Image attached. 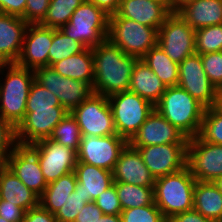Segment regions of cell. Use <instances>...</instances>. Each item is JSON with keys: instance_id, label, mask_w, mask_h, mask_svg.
Masks as SVG:
<instances>
[{"instance_id": "7402d4cb", "label": "cell", "mask_w": 222, "mask_h": 222, "mask_svg": "<svg viewBox=\"0 0 222 222\" xmlns=\"http://www.w3.org/2000/svg\"><path fill=\"white\" fill-rule=\"evenodd\" d=\"M27 26L21 17L0 13V64L16 63Z\"/></svg>"}, {"instance_id": "d6a6232c", "label": "cell", "mask_w": 222, "mask_h": 222, "mask_svg": "<svg viewBox=\"0 0 222 222\" xmlns=\"http://www.w3.org/2000/svg\"><path fill=\"white\" fill-rule=\"evenodd\" d=\"M85 49L86 47L82 43L68 37L61 29H53V40L48 53V66L79 54Z\"/></svg>"}, {"instance_id": "cb8c5ba5", "label": "cell", "mask_w": 222, "mask_h": 222, "mask_svg": "<svg viewBox=\"0 0 222 222\" xmlns=\"http://www.w3.org/2000/svg\"><path fill=\"white\" fill-rule=\"evenodd\" d=\"M0 199L15 204L26 212L39 205V196L25 186L4 163L0 165Z\"/></svg>"}, {"instance_id": "8d00e7d4", "label": "cell", "mask_w": 222, "mask_h": 222, "mask_svg": "<svg viewBox=\"0 0 222 222\" xmlns=\"http://www.w3.org/2000/svg\"><path fill=\"white\" fill-rule=\"evenodd\" d=\"M53 107L63 106L55 94L34 80L27 99L26 112H34V109H53Z\"/></svg>"}, {"instance_id": "74e56055", "label": "cell", "mask_w": 222, "mask_h": 222, "mask_svg": "<svg viewBox=\"0 0 222 222\" xmlns=\"http://www.w3.org/2000/svg\"><path fill=\"white\" fill-rule=\"evenodd\" d=\"M90 202L93 201L90 198H85L79 191V188H75L74 192L68 196L54 216L57 222H74L76 216L81 212L85 204Z\"/></svg>"}, {"instance_id": "484cf974", "label": "cell", "mask_w": 222, "mask_h": 222, "mask_svg": "<svg viewBox=\"0 0 222 222\" xmlns=\"http://www.w3.org/2000/svg\"><path fill=\"white\" fill-rule=\"evenodd\" d=\"M166 85L159 79L149 66L139 59L130 78L129 91L150 101L154 106L160 101Z\"/></svg>"}, {"instance_id": "4dcf8cb0", "label": "cell", "mask_w": 222, "mask_h": 222, "mask_svg": "<svg viewBox=\"0 0 222 222\" xmlns=\"http://www.w3.org/2000/svg\"><path fill=\"white\" fill-rule=\"evenodd\" d=\"M122 210L151 205L154 202V187H143L114 182Z\"/></svg>"}, {"instance_id": "11a10c76", "label": "cell", "mask_w": 222, "mask_h": 222, "mask_svg": "<svg viewBox=\"0 0 222 222\" xmlns=\"http://www.w3.org/2000/svg\"><path fill=\"white\" fill-rule=\"evenodd\" d=\"M0 222H9V221L5 220L3 217L0 216Z\"/></svg>"}, {"instance_id": "7a4b0ae2", "label": "cell", "mask_w": 222, "mask_h": 222, "mask_svg": "<svg viewBox=\"0 0 222 222\" xmlns=\"http://www.w3.org/2000/svg\"><path fill=\"white\" fill-rule=\"evenodd\" d=\"M0 73L5 77L4 81L0 78V116L16 128L26 115L35 72L16 63H6L0 64Z\"/></svg>"}, {"instance_id": "ffe728a7", "label": "cell", "mask_w": 222, "mask_h": 222, "mask_svg": "<svg viewBox=\"0 0 222 222\" xmlns=\"http://www.w3.org/2000/svg\"><path fill=\"white\" fill-rule=\"evenodd\" d=\"M114 182L154 187L155 178L146 167L139 151L129 144L121 151L112 171Z\"/></svg>"}, {"instance_id": "7bdbcfd3", "label": "cell", "mask_w": 222, "mask_h": 222, "mask_svg": "<svg viewBox=\"0 0 222 222\" xmlns=\"http://www.w3.org/2000/svg\"><path fill=\"white\" fill-rule=\"evenodd\" d=\"M50 0H27L23 18L28 24H39L45 17Z\"/></svg>"}, {"instance_id": "b9f144b4", "label": "cell", "mask_w": 222, "mask_h": 222, "mask_svg": "<svg viewBox=\"0 0 222 222\" xmlns=\"http://www.w3.org/2000/svg\"><path fill=\"white\" fill-rule=\"evenodd\" d=\"M17 145L16 128L0 116V157L4 160Z\"/></svg>"}, {"instance_id": "4316f807", "label": "cell", "mask_w": 222, "mask_h": 222, "mask_svg": "<svg viewBox=\"0 0 222 222\" xmlns=\"http://www.w3.org/2000/svg\"><path fill=\"white\" fill-rule=\"evenodd\" d=\"M51 67L64 77L85 82L93 87L94 60L92 48H86L79 54L54 63Z\"/></svg>"}, {"instance_id": "e0dca14e", "label": "cell", "mask_w": 222, "mask_h": 222, "mask_svg": "<svg viewBox=\"0 0 222 222\" xmlns=\"http://www.w3.org/2000/svg\"><path fill=\"white\" fill-rule=\"evenodd\" d=\"M188 138L154 110L128 141L131 147L162 144H188Z\"/></svg>"}, {"instance_id": "9f6ffc18", "label": "cell", "mask_w": 222, "mask_h": 222, "mask_svg": "<svg viewBox=\"0 0 222 222\" xmlns=\"http://www.w3.org/2000/svg\"><path fill=\"white\" fill-rule=\"evenodd\" d=\"M148 1H168V0H148Z\"/></svg>"}, {"instance_id": "db71d44e", "label": "cell", "mask_w": 222, "mask_h": 222, "mask_svg": "<svg viewBox=\"0 0 222 222\" xmlns=\"http://www.w3.org/2000/svg\"><path fill=\"white\" fill-rule=\"evenodd\" d=\"M217 107L222 111V91H219V94H218Z\"/></svg>"}, {"instance_id": "8992f818", "label": "cell", "mask_w": 222, "mask_h": 222, "mask_svg": "<svg viewBox=\"0 0 222 222\" xmlns=\"http://www.w3.org/2000/svg\"><path fill=\"white\" fill-rule=\"evenodd\" d=\"M109 15L85 0L61 30L86 48H94L108 38Z\"/></svg>"}, {"instance_id": "9c48e42d", "label": "cell", "mask_w": 222, "mask_h": 222, "mask_svg": "<svg viewBox=\"0 0 222 222\" xmlns=\"http://www.w3.org/2000/svg\"><path fill=\"white\" fill-rule=\"evenodd\" d=\"M158 44L179 64L196 53L195 30L177 12H171L158 29Z\"/></svg>"}, {"instance_id": "ac0fdd59", "label": "cell", "mask_w": 222, "mask_h": 222, "mask_svg": "<svg viewBox=\"0 0 222 222\" xmlns=\"http://www.w3.org/2000/svg\"><path fill=\"white\" fill-rule=\"evenodd\" d=\"M3 163L21 182L39 197L47 187L37 155L28 147L17 145Z\"/></svg>"}, {"instance_id": "5bb4252c", "label": "cell", "mask_w": 222, "mask_h": 222, "mask_svg": "<svg viewBox=\"0 0 222 222\" xmlns=\"http://www.w3.org/2000/svg\"><path fill=\"white\" fill-rule=\"evenodd\" d=\"M128 141L118 135L81 136L77 162L113 171L121 151Z\"/></svg>"}, {"instance_id": "f907efd6", "label": "cell", "mask_w": 222, "mask_h": 222, "mask_svg": "<svg viewBox=\"0 0 222 222\" xmlns=\"http://www.w3.org/2000/svg\"><path fill=\"white\" fill-rule=\"evenodd\" d=\"M190 1H193V0H168V7L171 12H176L183 5L189 3Z\"/></svg>"}, {"instance_id": "d6986e66", "label": "cell", "mask_w": 222, "mask_h": 222, "mask_svg": "<svg viewBox=\"0 0 222 222\" xmlns=\"http://www.w3.org/2000/svg\"><path fill=\"white\" fill-rule=\"evenodd\" d=\"M52 40L53 28L40 24H28L16 64L32 70L48 66V53Z\"/></svg>"}, {"instance_id": "3957f363", "label": "cell", "mask_w": 222, "mask_h": 222, "mask_svg": "<svg viewBox=\"0 0 222 222\" xmlns=\"http://www.w3.org/2000/svg\"><path fill=\"white\" fill-rule=\"evenodd\" d=\"M155 110L188 139L198 136L205 107L182 87H166Z\"/></svg>"}, {"instance_id": "6da1fadb", "label": "cell", "mask_w": 222, "mask_h": 222, "mask_svg": "<svg viewBox=\"0 0 222 222\" xmlns=\"http://www.w3.org/2000/svg\"><path fill=\"white\" fill-rule=\"evenodd\" d=\"M94 60L93 93L110 96L128 91L134 66L139 58L126 55L108 38L92 48Z\"/></svg>"}, {"instance_id": "30bf717a", "label": "cell", "mask_w": 222, "mask_h": 222, "mask_svg": "<svg viewBox=\"0 0 222 222\" xmlns=\"http://www.w3.org/2000/svg\"><path fill=\"white\" fill-rule=\"evenodd\" d=\"M186 166L196 181L214 182L222 176V145L203 141L199 136L190 138Z\"/></svg>"}, {"instance_id": "f546056e", "label": "cell", "mask_w": 222, "mask_h": 222, "mask_svg": "<svg viewBox=\"0 0 222 222\" xmlns=\"http://www.w3.org/2000/svg\"><path fill=\"white\" fill-rule=\"evenodd\" d=\"M141 59L166 87L178 85L179 64L174 62L159 44L152 47Z\"/></svg>"}, {"instance_id": "816d5d0a", "label": "cell", "mask_w": 222, "mask_h": 222, "mask_svg": "<svg viewBox=\"0 0 222 222\" xmlns=\"http://www.w3.org/2000/svg\"><path fill=\"white\" fill-rule=\"evenodd\" d=\"M96 222H122L121 215H108L103 214L100 219H98Z\"/></svg>"}, {"instance_id": "f5cc1de1", "label": "cell", "mask_w": 222, "mask_h": 222, "mask_svg": "<svg viewBox=\"0 0 222 222\" xmlns=\"http://www.w3.org/2000/svg\"><path fill=\"white\" fill-rule=\"evenodd\" d=\"M213 183L216 185L218 190L222 193V176L217 178Z\"/></svg>"}, {"instance_id": "681fc988", "label": "cell", "mask_w": 222, "mask_h": 222, "mask_svg": "<svg viewBox=\"0 0 222 222\" xmlns=\"http://www.w3.org/2000/svg\"><path fill=\"white\" fill-rule=\"evenodd\" d=\"M101 8L109 16L115 14L119 10L121 0H88Z\"/></svg>"}, {"instance_id": "52a82bcc", "label": "cell", "mask_w": 222, "mask_h": 222, "mask_svg": "<svg viewBox=\"0 0 222 222\" xmlns=\"http://www.w3.org/2000/svg\"><path fill=\"white\" fill-rule=\"evenodd\" d=\"M118 136L129 141L155 110V106L136 93L118 92L108 96Z\"/></svg>"}, {"instance_id": "7c38bea8", "label": "cell", "mask_w": 222, "mask_h": 222, "mask_svg": "<svg viewBox=\"0 0 222 222\" xmlns=\"http://www.w3.org/2000/svg\"><path fill=\"white\" fill-rule=\"evenodd\" d=\"M35 80L55 94L68 112L79 106L92 93V87L81 81L58 74L51 66L36 68Z\"/></svg>"}, {"instance_id": "83f0119b", "label": "cell", "mask_w": 222, "mask_h": 222, "mask_svg": "<svg viewBox=\"0 0 222 222\" xmlns=\"http://www.w3.org/2000/svg\"><path fill=\"white\" fill-rule=\"evenodd\" d=\"M193 209L214 222H222V193L213 182L196 181Z\"/></svg>"}, {"instance_id": "e575fe53", "label": "cell", "mask_w": 222, "mask_h": 222, "mask_svg": "<svg viewBox=\"0 0 222 222\" xmlns=\"http://www.w3.org/2000/svg\"><path fill=\"white\" fill-rule=\"evenodd\" d=\"M198 136L203 141L222 145V111L217 106L205 108Z\"/></svg>"}, {"instance_id": "c3c4849f", "label": "cell", "mask_w": 222, "mask_h": 222, "mask_svg": "<svg viewBox=\"0 0 222 222\" xmlns=\"http://www.w3.org/2000/svg\"><path fill=\"white\" fill-rule=\"evenodd\" d=\"M168 222H214V221L204 217L195 209H191L174 215L168 220Z\"/></svg>"}, {"instance_id": "6f0895ef", "label": "cell", "mask_w": 222, "mask_h": 222, "mask_svg": "<svg viewBox=\"0 0 222 222\" xmlns=\"http://www.w3.org/2000/svg\"><path fill=\"white\" fill-rule=\"evenodd\" d=\"M3 163V159L0 157V165Z\"/></svg>"}, {"instance_id": "ee69618b", "label": "cell", "mask_w": 222, "mask_h": 222, "mask_svg": "<svg viewBox=\"0 0 222 222\" xmlns=\"http://www.w3.org/2000/svg\"><path fill=\"white\" fill-rule=\"evenodd\" d=\"M26 211L8 201L0 199V216L9 222H22Z\"/></svg>"}, {"instance_id": "277c9868", "label": "cell", "mask_w": 222, "mask_h": 222, "mask_svg": "<svg viewBox=\"0 0 222 222\" xmlns=\"http://www.w3.org/2000/svg\"><path fill=\"white\" fill-rule=\"evenodd\" d=\"M195 184L196 179L187 166L175 173L156 178L154 203L167 220L193 209Z\"/></svg>"}, {"instance_id": "ab89813d", "label": "cell", "mask_w": 222, "mask_h": 222, "mask_svg": "<svg viewBox=\"0 0 222 222\" xmlns=\"http://www.w3.org/2000/svg\"><path fill=\"white\" fill-rule=\"evenodd\" d=\"M203 69L210 82L222 90V51L201 54Z\"/></svg>"}, {"instance_id": "5b68a950", "label": "cell", "mask_w": 222, "mask_h": 222, "mask_svg": "<svg viewBox=\"0 0 222 222\" xmlns=\"http://www.w3.org/2000/svg\"><path fill=\"white\" fill-rule=\"evenodd\" d=\"M108 39L126 55L141 59L158 44V30L115 13L109 16Z\"/></svg>"}, {"instance_id": "bcb514c9", "label": "cell", "mask_w": 222, "mask_h": 222, "mask_svg": "<svg viewBox=\"0 0 222 222\" xmlns=\"http://www.w3.org/2000/svg\"><path fill=\"white\" fill-rule=\"evenodd\" d=\"M103 214L102 210L94 202L86 203L74 222H96Z\"/></svg>"}, {"instance_id": "603a6c76", "label": "cell", "mask_w": 222, "mask_h": 222, "mask_svg": "<svg viewBox=\"0 0 222 222\" xmlns=\"http://www.w3.org/2000/svg\"><path fill=\"white\" fill-rule=\"evenodd\" d=\"M74 172L77 177L75 188H79L81 194L92 201L114 183L112 171L94 165L77 162Z\"/></svg>"}, {"instance_id": "d590c367", "label": "cell", "mask_w": 222, "mask_h": 222, "mask_svg": "<svg viewBox=\"0 0 222 222\" xmlns=\"http://www.w3.org/2000/svg\"><path fill=\"white\" fill-rule=\"evenodd\" d=\"M195 50L200 55L222 51V24L195 30Z\"/></svg>"}, {"instance_id": "ba28073f", "label": "cell", "mask_w": 222, "mask_h": 222, "mask_svg": "<svg viewBox=\"0 0 222 222\" xmlns=\"http://www.w3.org/2000/svg\"><path fill=\"white\" fill-rule=\"evenodd\" d=\"M70 113L79 125L81 136L117 135L107 96L92 93Z\"/></svg>"}, {"instance_id": "d4e9b609", "label": "cell", "mask_w": 222, "mask_h": 222, "mask_svg": "<svg viewBox=\"0 0 222 222\" xmlns=\"http://www.w3.org/2000/svg\"><path fill=\"white\" fill-rule=\"evenodd\" d=\"M176 12L194 30L222 24V0H193Z\"/></svg>"}, {"instance_id": "7dc6e473", "label": "cell", "mask_w": 222, "mask_h": 222, "mask_svg": "<svg viewBox=\"0 0 222 222\" xmlns=\"http://www.w3.org/2000/svg\"><path fill=\"white\" fill-rule=\"evenodd\" d=\"M27 0H0V13L22 17Z\"/></svg>"}, {"instance_id": "60d3db41", "label": "cell", "mask_w": 222, "mask_h": 222, "mask_svg": "<svg viewBox=\"0 0 222 222\" xmlns=\"http://www.w3.org/2000/svg\"><path fill=\"white\" fill-rule=\"evenodd\" d=\"M93 202L102 210L104 214L118 215L122 212V207L114 184L99 194L98 198Z\"/></svg>"}, {"instance_id": "f1b7e54d", "label": "cell", "mask_w": 222, "mask_h": 222, "mask_svg": "<svg viewBox=\"0 0 222 222\" xmlns=\"http://www.w3.org/2000/svg\"><path fill=\"white\" fill-rule=\"evenodd\" d=\"M77 177L74 171L61 176L56 181L48 183L43 194L39 197V204L55 214L68 196L74 192Z\"/></svg>"}, {"instance_id": "9a60e30c", "label": "cell", "mask_w": 222, "mask_h": 222, "mask_svg": "<svg viewBox=\"0 0 222 222\" xmlns=\"http://www.w3.org/2000/svg\"><path fill=\"white\" fill-rule=\"evenodd\" d=\"M68 113L64 107L34 109V112H26L24 119L16 127L17 144L29 146L49 138L54 128Z\"/></svg>"}, {"instance_id": "2e32d148", "label": "cell", "mask_w": 222, "mask_h": 222, "mask_svg": "<svg viewBox=\"0 0 222 222\" xmlns=\"http://www.w3.org/2000/svg\"><path fill=\"white\" fill-rule=\"evenodd\" d=\"M188 144H162L137 149L154 178L175 173L186 167Z\"/></svg>"}, {"instance_id": "4fadbf2b", "label": "cell", "mask_w": 222, "mask_h": 222, "mask_svg": "<svg viewBox=\"0 0 222 222\" xmlns=\"http://www.w3.org/2000/svg\"><path fill=\"white\" fill-rule=\"evenodd\" d=\"M178 86L205 108L217 106L219 91L207 77L200 54L194 53L179 63Z\"/></svg>"}, {"instance_id": "f6af8a7d", "label": "cell", "mask_w": 222, "mask_h": 222, "mask_svg": "<svg viewBox=\"0 0 222 222\" xmlns=\"http://www.w3.org/2000/svg\"><path fill=\"white\" fill-rule=\"evenodd\" d=\"M22 222H57V219L53 213L39 204L25 213Z\"/></svg>"}, {"instance_id": "8fae6325", "label": "cell", "mask_w": 222, "mask_h": 222, "mask_svg": "<svg viewBox=\"0 0 222 222\" xmlns=\"http://www.w3.org/2000/svg\"><path fill=\"white\" fill-rule=\"evenodd\" d=\"M36 155L45 181L51 183L74 171L77 152L47 138L28 146Z\"/></svg>"}, {"instance_id": "836d02e7", "label": "cell", "mask_w": 222, "mask_h": 222, "mask_svg": "<svg viewBox=\"0 0 222 222\" xmlns=\"http://www.w3.org/2000/svg\"><path fill=\"white\" fill-rule=\"evenodd\" d=\"M49 139L67 146L76 152L79 151L81 132L77 121L70 112L54 128Z\"/></svg>"}, {"instance_id": "44dd1931", "label": "cell", "mask_w": 222, "mask_h": 222, "mask_svg": "<svg viewBox=\"0 0 222 222\" xmlns=\"http://www.w3.org/2000/svg\"><path fill=\"white\" fill-rule=\"evenodd\" d=\"M117 13L158 30L171 11L168 1L121 0Z\"/></svg>"}, {"instance_id": "1f68e13d", "label": "cell", "mask_w": 222, "mask_h": 222, "mask_svg": "<svg viewBox=\"0 0 222 222\" xmlns=\"http://www.w3.org/2000/svg\"><path fill=\"white\" fill-rule=\"evenodd\" d=\"M85 0H50L44 19L39 23L53 29H61L70 21L76 8Z\"/></svg>"}, {"instance_id": "f35d334b", "label": "cell", "mask_w": 222, "mask_h": 222, "mask_svg": "<svg viewBox=\"0 0 222 222\" xmlns=\"http://www.w3.org/2000/svg\"><path fill=\"white\" fill-rule=\"evenodd\" d=\"M122 222H168L153 202L151 205L122 210Z\"/></svg>"}]
</instances>
